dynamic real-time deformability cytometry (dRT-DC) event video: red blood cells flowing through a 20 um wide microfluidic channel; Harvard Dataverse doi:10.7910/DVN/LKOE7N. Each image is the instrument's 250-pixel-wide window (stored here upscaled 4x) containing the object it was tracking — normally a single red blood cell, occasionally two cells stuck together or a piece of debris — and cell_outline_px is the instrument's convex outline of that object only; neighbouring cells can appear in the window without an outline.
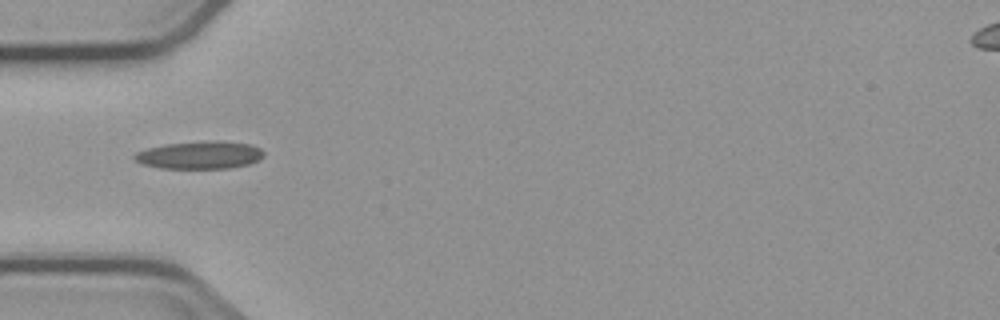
{"species": "common noctule bat (a hibernating species)", "species_latin": "Nyctalus noctula", "temperature_condition": "cold", "stored_images_in_passage": 9, "camera_frame_rate_fps": 3000, "um_per_image_px": 0.085, "animal": {"sex": "male", "body_mass_g": 23.1, "forearm_length_mm": 52.7}, "frame": {"image": 1, "passage_image": 4, "time_ms": 4.333, "image_size_px": [1000, 320], "cell_outline_px": [[264, 156], [248, 164], [228, 168], [160, 168], [144, 164], [136, 160], [132, 156], [136, 152], [148, 148], [164, 144], [204, 140], [220, 140], [252, 144], [260, 148], [264, 152]], "centroid_in_image_um": [16.99, 13.15], "position_along_channel_um": 68.0, "area_um2": 20.98}}
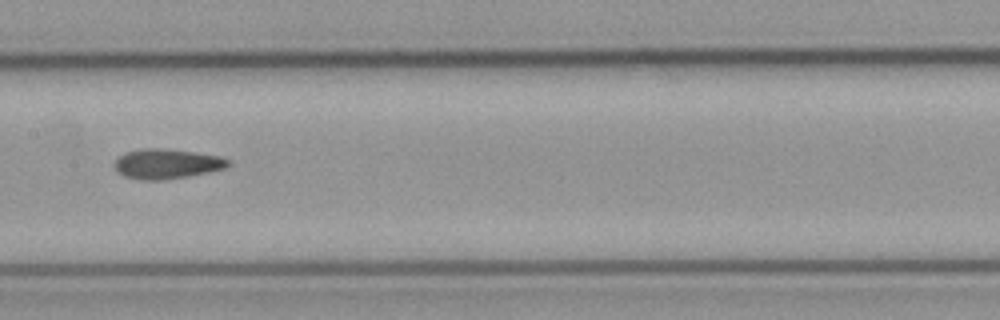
{"frame": {"image": 2, "passage_image": 7, "time_ms": 7.667, "image_size_px": [1000, 320], "cell_outline_px": [[232, 164], [224, 168], [208, 172], [188, 176], [160, 180], [144, 180], [124, 176], [116, 168], [116, 160], [124, 152], [140, 148], [164, 148], [220, 156], [228, 160]], "centroid_in_image_um": [14.18, 13.91], "position_along_channel_um": 193.2, "area_um2": 19.54}}
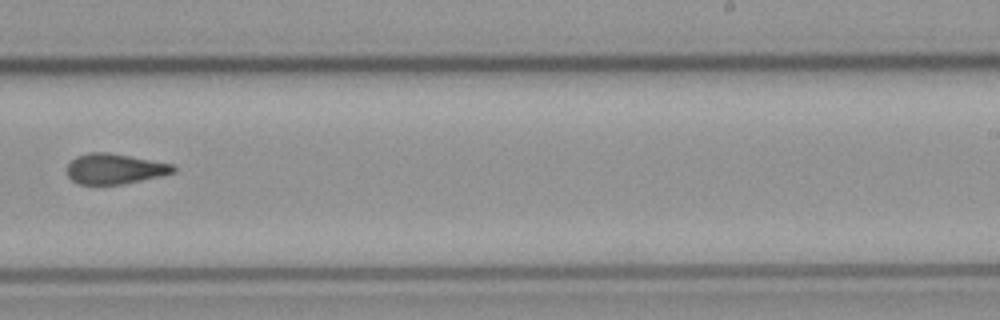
{"frame": {"image": 3, "passage_image": 9, "time_ms": 10.0, "image_size_px": [1000, 320], "cell_outline_px": [[176, 172], [164, 176], [124, 184], [76, 184], [68, 176], [68, 164], [76, 156], [88, 152], [108, 152], [172, 164], [176, 168]], "centroid_in_image_um": [9.77, 14.36], "position_along_channel_um": 279.2, "area_um2": 18.9}}